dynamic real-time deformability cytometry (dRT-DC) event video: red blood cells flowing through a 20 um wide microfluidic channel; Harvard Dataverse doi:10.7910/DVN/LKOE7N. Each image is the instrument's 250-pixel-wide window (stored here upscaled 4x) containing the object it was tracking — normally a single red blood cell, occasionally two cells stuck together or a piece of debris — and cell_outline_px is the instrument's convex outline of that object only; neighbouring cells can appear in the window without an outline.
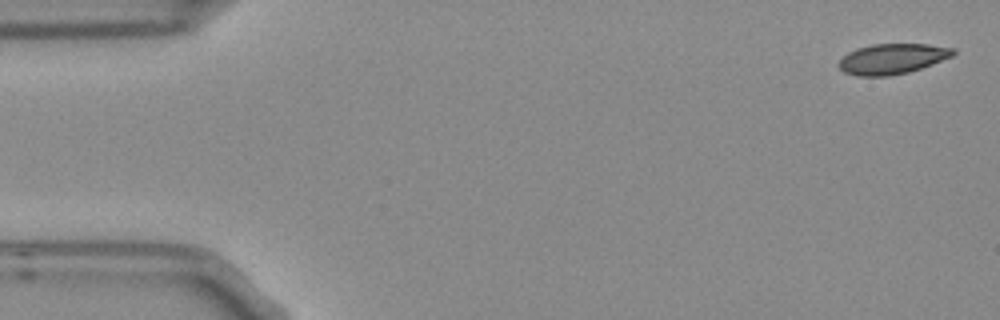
{"species": "Egyptian fruit bat (a non-hibernating species)", "species_latin": "Rousettus aegyptiacus", "temperature_condition": "room temperature", "stored_images_in_passage": 4, "camera_frame_rate_fps": 3000, "um_per_image_px": 0.085, "frame": {"image": 1, "passage_image": 1, "time_ms": 0.0, "image_size_px": [1000, 320], "cell_outline_px": [[956, 52], [952, 56], [932, 64], [908, 72], [888, 76], [856, 76], [844, 72], [836, 64], [848, 52], [856, 48], [872, 44], [928, 44], [956, 48]], "centroid_in_image_um": [75.83, 4.99], "position_along_channel_um": 9.2, "area_um2": 20.29}}